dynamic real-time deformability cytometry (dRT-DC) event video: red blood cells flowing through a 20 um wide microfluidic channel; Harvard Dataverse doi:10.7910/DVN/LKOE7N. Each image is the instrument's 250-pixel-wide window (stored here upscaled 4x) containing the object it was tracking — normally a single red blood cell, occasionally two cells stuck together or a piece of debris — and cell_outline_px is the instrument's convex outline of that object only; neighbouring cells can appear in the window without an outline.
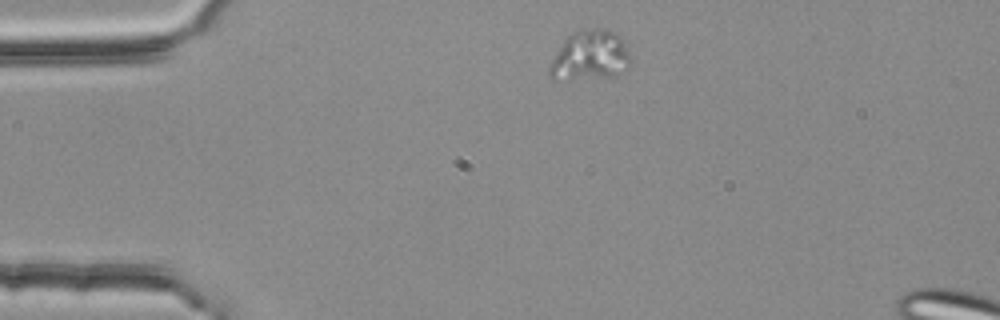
{"species": "common noctule bat (a hibernating species)", "species_latin": "Nyctalus noctula", "temperature_condition": "room temperature", "stored_images_in_passage": 5, "camera_frame_rate_fps": 3000, "um_per_image_px": 0.085, "animal": {"sex": "female", "body_mass_g": 25.1}, "frame": {"image": 1, "passage_image": 1, "time_ms": 0.0, "image_size_px": [1000, 320], "cell_outline_px": [[632, 64], [628, 68], [616, 76], [556, 80], [552, 80], [548, 76], [548, 68], [556, 52], [564, 40], [572, 32], [580, 28], [604, 28], [616, 32], [620, 36], [632, 60]], "centroid_in_image_um": [50.15, 4.72], "position_along_channel_um": 34.9, "area_um2": 23.99}}